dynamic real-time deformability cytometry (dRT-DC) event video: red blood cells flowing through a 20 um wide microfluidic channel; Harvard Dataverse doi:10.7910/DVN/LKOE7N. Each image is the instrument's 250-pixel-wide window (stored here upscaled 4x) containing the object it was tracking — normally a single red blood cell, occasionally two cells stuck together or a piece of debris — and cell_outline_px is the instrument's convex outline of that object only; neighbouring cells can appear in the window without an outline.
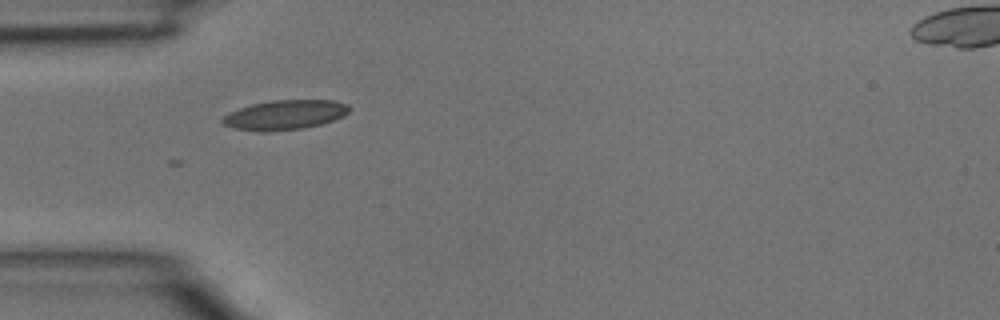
{"species": "common noctule bat (a hibernating species)", "species_latin": "Nyctalus noctula", "temperature_condition": "room temperature", "stored_images_in_passage": 5, "camera_frame_rate_fps": 3000, "um_per_image_px": 0.085, "animal": {"sex": "male", "body_mass_g": 15.6}, "frame": {"image": 1, "passage_image": 4, "time_ms": 1.0, "image_size_px": [1000, 320], "cell_outline_px": [[352, 108], [344, 116], [320, 124], [304, 128], [236, 128], [224, 124], [220, 120], [224, 116], [240, 108], [252, 104], [272, 100], [336, 100], [348, 104]], "centroid_in_image_um": [24.34, 9.69], "position_along_channel_um": 60.7, "area_um2": 20.75}}